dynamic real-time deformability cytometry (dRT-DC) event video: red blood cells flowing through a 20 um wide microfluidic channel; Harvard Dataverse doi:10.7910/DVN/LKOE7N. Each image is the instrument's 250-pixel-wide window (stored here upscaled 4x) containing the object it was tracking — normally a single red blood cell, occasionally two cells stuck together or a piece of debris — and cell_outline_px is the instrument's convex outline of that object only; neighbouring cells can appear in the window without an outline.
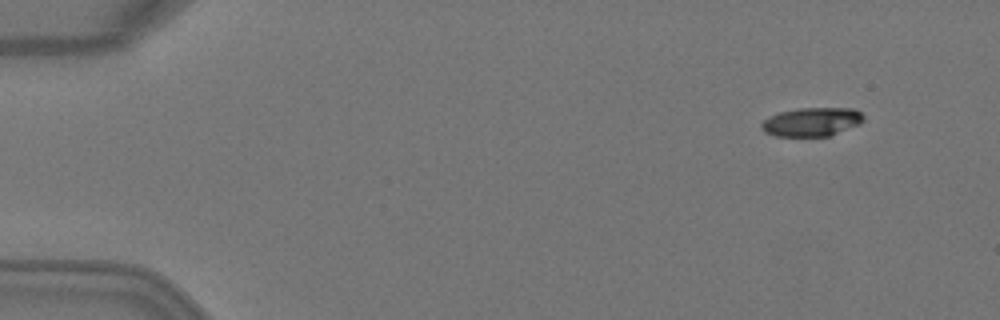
{"species": "Egyptian fruit bat (a non-hibernating species)", "species_latin": "Rousettus aegyptiacus", "temperature_condition": "warm", "stored_images_in_passage": 4, "camera_frame_rate_fps": 3000, "um_per_image_px": 0.085, "animal": {"sex": "female"}, "frame": {"image": 1, "passage_image": 1, "time_ms": 0.0, "image_size_px": [1000, 320], "cell_outline_px": [[864, 120], [860, 124], [828, 136], [776, 136], [764, 132], [760, 128], [760, 124], [764, 120], [780, 112], [800, 108], [856, 108], [864, 116]], "centroid_in_image_um": [69.01, 10.36], "position_along_channel_um": 16.0, "area_um2": 17.05}}
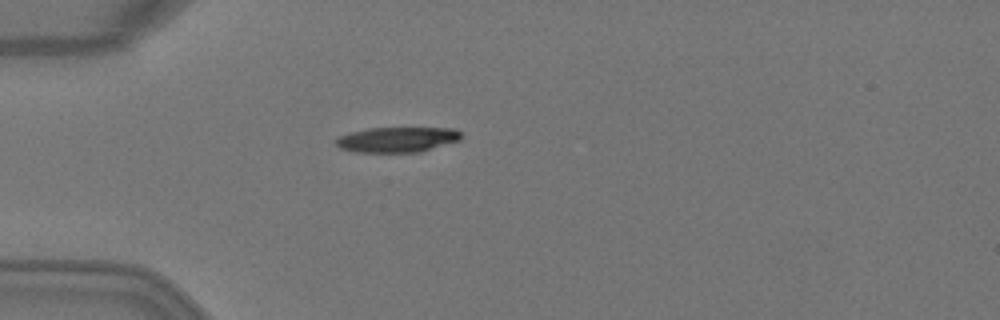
{"frame": {"image": 2, "passage_image": 4, "time_ms": 1.0, "image_size_px": [1000, 320], "cell_outline_px": [[460, 140], [420, 152], [356, 152], [340, 148], [336, 144], [336, 140], [340, 136], [348, 132], [368, 128], [456, 128], [460, 132]], "centroid_in_image_um": [33.75, 11.86], "position_along_channel_um": 51.2, "area_um2": 18.38}}